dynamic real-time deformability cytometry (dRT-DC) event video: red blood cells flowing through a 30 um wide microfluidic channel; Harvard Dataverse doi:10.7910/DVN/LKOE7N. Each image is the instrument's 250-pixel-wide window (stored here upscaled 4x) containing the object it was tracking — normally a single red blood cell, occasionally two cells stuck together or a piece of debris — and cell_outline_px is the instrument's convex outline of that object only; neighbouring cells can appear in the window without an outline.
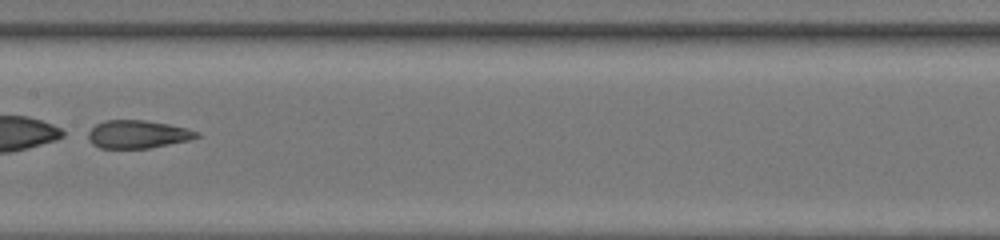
{"species": "common noctule bat (a hibernating species)", "species_latin": "Nyctalus noctula", "temperature_condition": "room temperature", "stored_images_in_passage": 50, "segment_of_instrument_passage": [2, 2], "camera_frame_rate_fps": 3000, "um_per_image_px": 0.085, "animal": {"sex": "female", "body_mass_g": 20.0, "forearm_length_mm": 54.0}, "frame": {"image": 1, "passage_image": 29, "time_ms": 9.333, "image_size_px": [1000, 240], "cell_outline_px": [[200, 136], [188, 140], [148, 148], [100, 148], [92, 144], [88, 140], [88, 132], [96, 124], [104, 120], [144, 120], [168, 124], [188, 128], [200, 132]], "centroid_in_image_um": [11.69, 11.41], "position_along_channel_um": 195.7, "area_um2": 17.69}}